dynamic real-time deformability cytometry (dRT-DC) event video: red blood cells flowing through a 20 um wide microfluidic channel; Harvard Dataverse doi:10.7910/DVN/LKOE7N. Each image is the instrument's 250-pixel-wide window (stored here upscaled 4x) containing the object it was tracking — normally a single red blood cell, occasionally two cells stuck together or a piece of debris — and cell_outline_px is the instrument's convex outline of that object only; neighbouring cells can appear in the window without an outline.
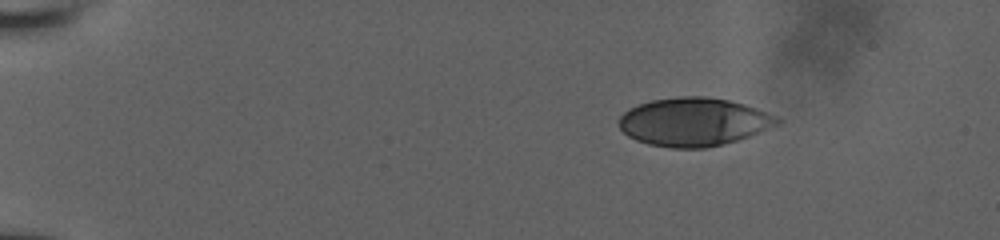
{"species": "human", "species_latin": "Homo sapiens", "temperature_condition": "room temperature", "stored_images_in_passage": 14, "camera_frame_rate_fps": 3000, "um_per_image_px": 0.085, "donor": {"sex": "male"}, "frame": {"image": 1, "passage_image": 1, "time_ms": 0.0, "image_size_px": [1000, 240], "cell_outline_px": [[784, 120], [780, 124], [748, 136], [724, 144], [704, 148], [672, 148], [648, 144], [636, 140], [628, 136], [620, 128], [620, 116], [628, 108], [652, 100], [680, 96], [708, 96], [728, 100], [744, 104], [768, 112]], "centroid_in_image_um": [58.99, 10.35], "position_along_channel_um": 26.0, "area_um2": 44.56}}
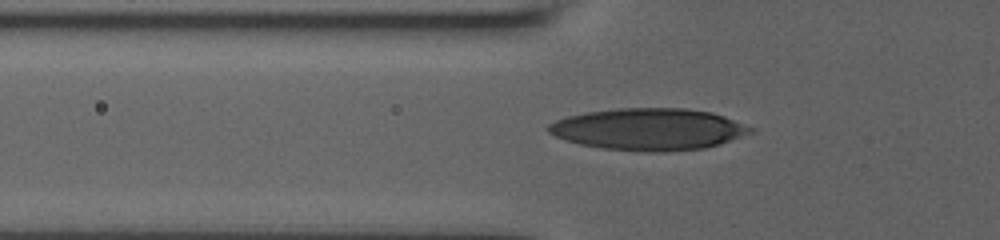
{"frame": {"image": 2, "passage_image": 10, "time_ms": 4.0, "image_size_px": [1000, 240], "cell_outline_px": [[756, 128], [752, 132], [720, 144], [704, 148], [664, 152], [644, 152], [604, 148], [580, 144], [556, 136], [548, 132], [548, 124], [556, 120], [568, 116], [588, 112], [616, 108], [684, 108], [712, 112], [724, 116]], "centroid_in_image_um": [55.17, 10.98], "position_along_channel_um": 70.6, "area_um2": 49.13}}
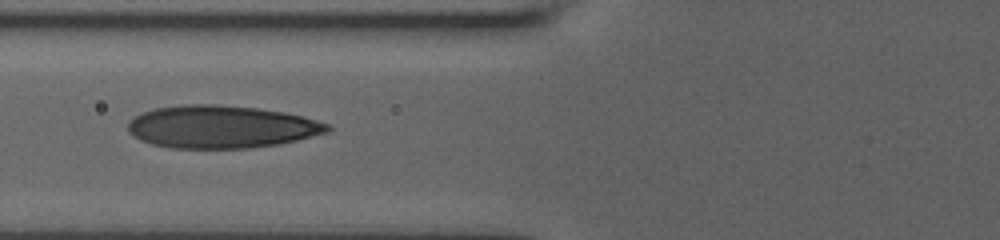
{"frame": {"image": 3, "passage_image": 12, "time_ms": 5.0, "image_size_px": [1000, 240], "cell_outline_px": [[332, 128], [328, 132], [280, 144], [248, 148], [172, 148], [152, 144], [140, 140], [128, 132], [128, 124], [136, 116], [144, 112], [156, 108], [184, 104], [216, 104], [256, 108], [284, 112], [316, 120], [328, 124]], "centroid_in_image_um": [18.81, 10.78], "position_along_channel_um": 107.0, "area_um2": 49.36}}